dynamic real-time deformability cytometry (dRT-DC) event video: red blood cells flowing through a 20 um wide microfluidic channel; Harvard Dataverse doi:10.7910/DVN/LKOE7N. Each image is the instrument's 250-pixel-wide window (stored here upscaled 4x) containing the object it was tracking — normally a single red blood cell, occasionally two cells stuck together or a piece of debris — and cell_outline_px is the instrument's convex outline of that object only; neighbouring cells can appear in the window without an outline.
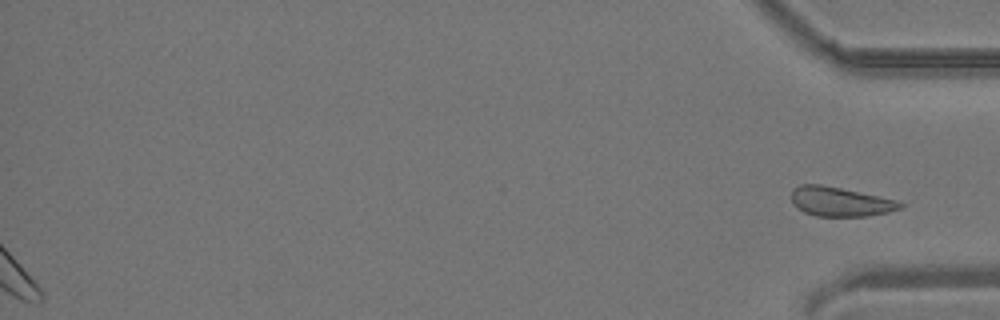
{"species": "common noctule bat (a hibernating species)", "species_latin": "Nyctalus noctula", "temperature_condition": "room temperature", "stored_images_in_passage": 39, "segment_of_instrument_passage": [2, 2], "camera_frame_rate_fps": 3000, "um_per_image_px": 0.085, "animal": {"sex": "male", "body_mass_g": 19.2, "forearm_length_mm": 51.8}, "frame": {"image": 1, "passage_image": 39, "time_ms": 12.667, "image_size_px": [1000, 320], "cell_outline_px": [[904, 208], [888, 212], [868, 216], [816, 216], [804, 212], [796, 208], [792, 204], [792, 188], [800, 184], [820, 184], [840, 188], [896, 200], [904, 204]], "centroid_in_image_um": [71.39, 17.15], "position_along_channel_um": 363.8, "area_um2": 18.61}}